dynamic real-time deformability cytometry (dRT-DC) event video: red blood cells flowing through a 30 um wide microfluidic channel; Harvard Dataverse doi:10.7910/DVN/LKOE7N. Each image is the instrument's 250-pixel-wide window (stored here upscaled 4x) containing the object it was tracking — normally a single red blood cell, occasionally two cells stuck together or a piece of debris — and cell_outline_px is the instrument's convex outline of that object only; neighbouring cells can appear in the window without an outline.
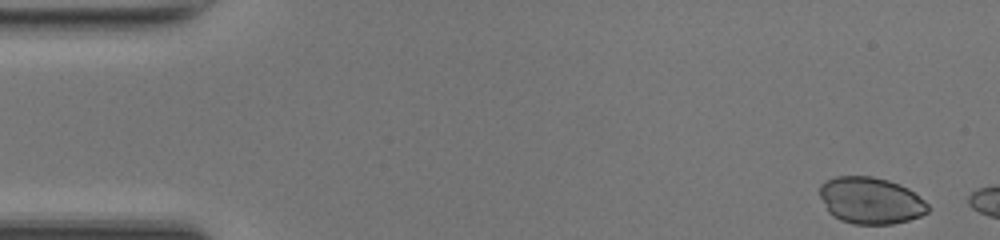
{"species": "common noctule bat (a hibernating species)", "species_latin": "Nyctalus noctula", "temperature_condition": "room temperature", "stored_images_in_passage": 7, "camera_frame_rate_fps": 3000, "um_per_image_px": 0.085, "animal": {"sex": "female", "body_mass_g": 17.0, "forearm_length_mm": 48.0}, "frame": {"image": 1, "passage_image": 1, "time_ms": 0.0, "image_size_px": [1000, 240], "cell_outline_px": [[928, 212], [920, 216], [908, 220], [892, 224], [852, 224], [840, 220], [832, 216], [828, 212], [820, 196], [820, 184], [836, 176], [872, 176], [888, 180], [900, 184], [908, 188], [924, 200], [928, 204]], "centroid_in_image_um": [73.99, 17.05], "position_along_channel_um": 11.0, "area_um2": 29.54}}